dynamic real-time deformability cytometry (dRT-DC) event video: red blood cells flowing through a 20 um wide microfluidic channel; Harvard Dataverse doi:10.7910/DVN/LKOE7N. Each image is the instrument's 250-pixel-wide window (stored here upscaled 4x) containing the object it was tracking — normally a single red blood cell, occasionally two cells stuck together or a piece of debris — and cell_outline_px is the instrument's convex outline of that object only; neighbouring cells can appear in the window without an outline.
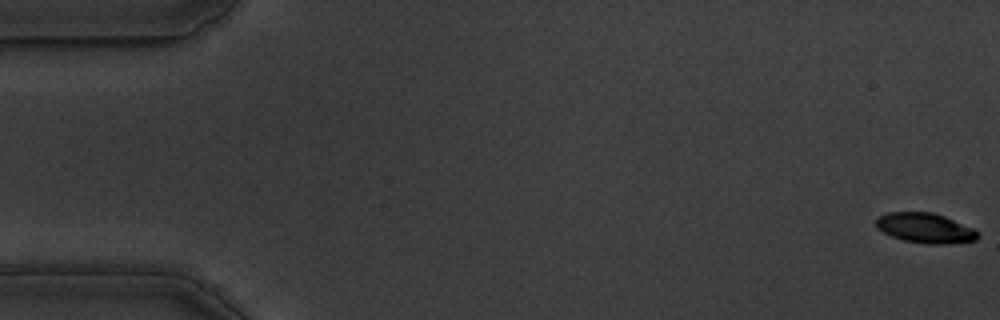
{"species": "common noctule bat (a hibernating species)", "species_latin": "Nyctalus noctula", "temperature_condition": "warm", "stored_images_in_passage": 56, "camera_frame_rate_fps": 3000, "um_per_image_px": 0.085, "animal": {"sex": "male", "body_mass_g": 19.5, "forearm_length_mm": 54.6}, "frame": {"image": 1, "passage_image": 1, "time_ms": 0.0, "image_size_px": [1000, 320], "cell_outline_px": [[980, 236], [976, 240], [944, 244], [928, 244], [904, 240], [892, 236], [876, 228], [876, 220], [880, 216], [888, 212], [932, 212], [944, 216], [972, 228], [980, 232]], "centroid_in_image_um": [78.65, 19.38], "position_along_channel_um": 6.3, "area_um2": 17.63}}
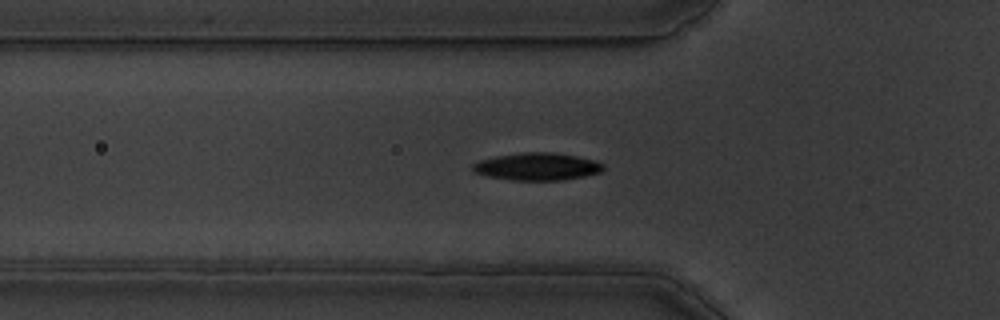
{"frame": {"image": 2, "passage_image": 19, "time_ms": 6.0, "image_size_px": [1000, 320], "cell_outline_px": [[604, 168], [600, 172], [584, 176], [564, 180], [512, 180], [488, 176], [472, 172], [472, 164], [480, 160], [496, 156], [520, 152], [552, 152], [576, 156], [592, 160], [604, 164]], "centroid_in_image_um": [45.63, 14.16], "position_along_channel_um": 80.2, "area_um2": 20.87}}
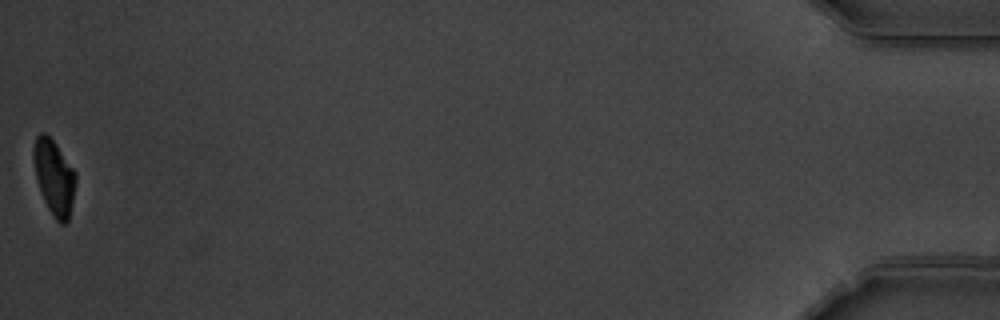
{"frame": {"image": 3, "passage_image": 56, "time_ms": 18.333, "image_size_px": [1000, 320], "cell_outline_px": [[76, 180], [68, 220], [64, 224], [60, 224], [52, 216], [44, 200], [36, 180], [32, 156], [32, 152], [36, 136], [40, 132], [44, 132], [56, 144], [76, 172]], "centroid_in_image_um": [4.58, 15.05], "position_along_channel_um": 430.6, "area_um2": 18.38}, "authors_computed_cell_mechanics": {"area_um2": 20.1144, "velocity_mm_per_s": 3.6404, "shape_relaxation_time_tau1_ms": 2.8692, "shape_relaxation_time_tau2_ms": 4.1564, "deformation_change_tau1": 0.1371, "deformation_change_tau2": 0.0733}}